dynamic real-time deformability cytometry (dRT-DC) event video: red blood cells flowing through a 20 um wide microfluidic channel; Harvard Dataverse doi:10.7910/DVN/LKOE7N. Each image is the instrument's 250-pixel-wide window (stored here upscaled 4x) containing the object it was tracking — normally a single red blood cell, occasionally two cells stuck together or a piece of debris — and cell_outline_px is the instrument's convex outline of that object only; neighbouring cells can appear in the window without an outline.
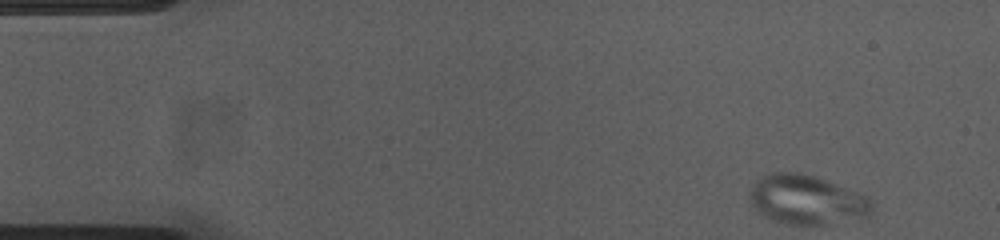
{"species": "common noctule bat (a hibernating species)", "species_latin": "Nyctalus noctula", "temperature_condition": "cold", "stored_images_in_passage": 51, "camera_frame_rate_fps": 3000, "um_per_image_px": 0.085, "animal": {"sex": "female", "body_mass_g": 23.0, "forearm_length_mm": 53.4}, "frame": {"image": 1, "passage_image": 1, "time_ms": 0.0, "image_size_px": [1000, 240], "cell_outline_px": [[872, 208], [868, 216], [824, 224], [784, 224], [772, 220], [756, 212], [748, 196], [756, 180], [768, 172], [800, 172], [816, 176], [868, 196], [872, 204]], "centroid_in_image_um": [68.52, 16.96], "position_along_channel_um": 16.5, "area_um2": 35.14}}
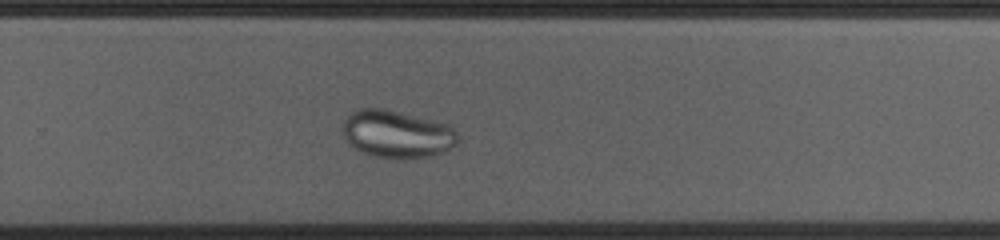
{"frame": {"image": 2, "passage_image": 32, "time_ms": 10.333, "image_size_px": [1000, 240], "cell_outline_px": [[456, 144], [432, 156], [400, 160], [376, 156], [360, 152], [344, 136], [340, 128], [340, 124], [356, 108], [384, 108], [448, 124], [456, 132]], "centroid_in_image_um": [33.68, 11.39], "position_along_channel_um": 296.1, "area_um2": 31.91}}
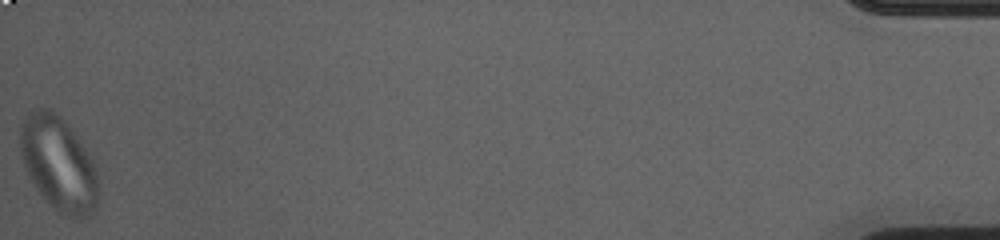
{"frame": {"image": 3, "passage_image": 51, "time_ms": 16.667, "image_size_px": [1000, 240], "cell_outline_px": [[96, 204], [92, 212], [88, 216], [80, 220], [60, 216], [40, 192], [32, 180], [24, 164], [20, 152], [20, 128], [28, 112], [40, 108], [48, 108], [56, 112], [64, 120], [88, 152], [92, 160], [96, 172]], "centroid_in_image_um": [4.96, 13.93], "position_along_channel_um": 430.2, "area_um2": 42.37}}